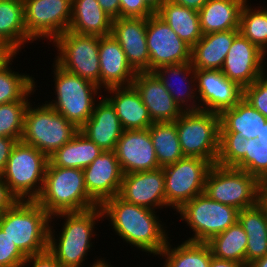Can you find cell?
<instances>
[{
	"label": "cell",
	"instance_id": "obj_1",
	"mask_svg": "<svg viewBox=\"0 0 267 267\" xmlns=\"http://www.w3.org/2000/svg\"><path fill=\"white\" fill-rule=\"evenodd\" d=\"M101 208L103 218H108L114 234L148 256H158L170 238L158 211L126 202L119 195L107 199Z\"/></svg>",
	"mask_w": 267,
	"mask_h": 267
},
{
	"label": "cell",
	"instance_id": "obj_2",
	"mask_svg": "<svg viewBox=\"0 0 267 267\" xmlns=\"http://www.w3.org/2000/svg\"><path fill=\"white\" fill-rule=\"evenodd\" d=\"M55 218L65 220L59 235L55 234L57 231L53 227L56 225L54 221L58 220H54ZM103 219L101 206L83 211L61 212L51 216L48 250L55 256L61 267L84 266L83 262L93 247L92 238L97 235L94 231L97 228L95 224L99 220L104 221Z\"/></svg>",
	"mask_w": 267,
	"mask_h": 267
},
{
	"label": "cell",
	"instance_id": "obj_3",
	"mask_svg": "<svg viewBox=\"0 0 267 267\" xmlns=\"http://www.w3.org/2000/svg\"><path fill=\"white\" fill-rule=\"evenodd\" d=\"M50 216L99 206L85 186L83 169L46 166L44 184L35 200Z\"/></svg>",
	"mask_w": 267,
	"mask_h": 267
},
{
	"label": "cell",
	"instance_id": "obj_4",
	"mask_svg": "<svg viewBox=\"0 0 267 267\" xmlns=\"http://www.w3.org/2000/svg\"><path fill=\"white\" fill-rule=\"evenodd\" d=\"M51 216L36 202L18 200L0 215V228L25 256L48 249Z\"/></svg>",
	"mask_w": 267,
	"mask_h": 267
},
{
	"label": "cell",
	"instance_id": "obj_5",
	"mask_svg": "<svg viewBox=\"0 0 267 267\" xmlns=\"http://www.w3.org/2000/svg\"><path fill=\"white\" fill-rule=\"evenodd\" d=\"M52 64L55 100H46L44 103L80 129L90 118L97 97L102 96V89L95 83L64 70L55 62Z\"/></svg>",
	"mask_w": 267,
	"mask_h": 267
},
{
	"label": "cell",
	"instance_id": "obj_6",
	"mask_svg": "<svg viewBox=\"0 0 267 267\" xmlns=\"http://www.w3.org/2000/svg\"><path fill=\"white\" fill-rule=\"evenodd\" d=\"M29 102L24 113L21 141L50 157L69 142L79 129L48 104L34 106Z\"/></svg>",
	"mask_w": 267,
	"mask_h": 267
},
{
	"label": "cell",
	"instance_id": "obj_7",
	"mask_svg": "<svg viewBox=\"0 0 267 267\" xmlns=\"http://www.w3.org/2000/svg\"><path fill=\"white\" fill-rule=\"evenodd\" d=\"M48 161V157L34 146L17 141L2 178L18 200L35 201L39 197Z\"/></svg>",
	"mask_w": 267,
	"mask_h": 267
},
{
	"label": "cell",
	"instance_id": "obj_8",
	"mask_svg": "<svg viewBox=\"0 0 267 267\" xmlns=\"http://www.w3.org/2000/svg\"><path fill=\"white\" fill-rule=\"evenodd\" d=\"M184 156L200 157L216 164L219 153L220 115L208 111H184L174 122Z\"/></svg>",
	"mask_w": 267,
	"mask_h": 267
},
{
	"label": "cell",
	"instance_id": "obj_9",
	"mask_svg": "<svg viewBox=\"0 0 267 267\" xmlns=\"http://www.w3.org/2000/svg\"><path fill=\"white\" fill-rule=\"evenodd\" d=\"M204 193L240 211L259 202L260 181L244 170L214 164L206 176Z\"/></svg>",
	"mask_w": 267,
	"mask_h": 267
},
{
	"label": "cell",
	"instance_id": "obj_10",
	"mask_svg": "<svg viewBox=\"0 0 267 267\" xmlns=\"http://www.w3.org/2000/svg\"><path fill=\"white\" fill-rule=\"evenodd\" d=\"M193 235L186 241L207 243L238 221L239 210L212 200L204 192L186 202L178 211Z\"/></svg>",
	"mask_w": 267,
	"mask_h": 267
},
{
	"label": "cell",
	"instance_id": "obj_11",
	"mask_svg": "<svg viewBox=\"0 0 267 267\" xmlns=\"http://www.w3.org/2000/svg\"><path fill=\"white\" fill-rule=\"evenodd\" d=\"M51 44L57 50L53 59L59 67L100 87L99 36L67 30Z\"/></svg>",
	"mask_w": 267,
	"mask_h": 267
},
{
	"label": "cell",
	"instance_id": "obj_12",
	"mask_svg": "<svg viewBox=\"0 0 267 267\" xmlns=\"http://www.w3.org/2000/svg\"><path fill=\"white\" fill-rule=\"evenodd\" d=\"M212 164L200 157L185 156L163 167L165 198L168 208L178 211L186 202L204 192Z\"/></svg>",
	"mask_w": 267,
	"mask_h": 267
},
{
	"label": "cell",
	"instance_id": "obj_13",
	"mask_svg": "<svg viewBox=\"0 0 267 267\" xmlns=\"http://www.w3.org/2000/svg\"><path fill=\"white\" fill-rule=\"evenodd\" d=\"M27 34L34 40H49L69 29L72 0H23Z\"/></svg>",
	"mask_w": 267,
	"mask_h": 267
},
{
	"label": "cell",
	"instance_id": "obj_14",
	"mask_svg": "<svg viewBox=\"0 0 267 267\" xmlns=\"http://www.w3.org/2000/svg\"><path fill=\"white\" fill-rule=\"evenodd\" d=\"M146 41L150 55L149 72L164 65L191 61L192 47L156 13L146 18Z\"/></svg>",
	"mask_w": 267,
	"mask_h": 267
},
{
	"label": "cell",
	"instance_id": "obj_15",
	"mask_svg": "<svg viewBox=\"0 0 267 267\" xmlns=\"http://www.w3.org/2000/svg\"><path fill=\"white\" fill-rule=\"evenodd\" d=\"M199 110L221 114L243 98V88L221 70L195 69Z\"/></svg>",
	"mask_w": 267,
	"mask_h": 267
},
{
	"label": "cell",
	"instance_id": "obj_16",
	"mask_svg": "<svg viewBox=\"0 0 267 267\" xmlns=\"http://www.w3.org/2000/svg\"><path fill=\"white\" fill-rule=\"evenodd\" d=\"M265 59L266 54L239 33L233 40L221 71L244 89L267 70Z\"/></svg>",
	"mask_w": 267,
	"mask_h": 267
},
{
	"label": "cell",
	"instance_id": "obj_17",
	"mask_svg": "<svg viewBox=\"0 0 267 267\" xmlns=\"http://www.w3.org/2000/svg\"><path fill=\"white\" fill-rule=\"evenodd\" d=\"M119 196L154 211L167 208L163 168L123 175Z\"/></svg>",
	"mask_w": 267,
	"mask_h": 267
},
{
	"label": "cell",
	"instance_id": "obj_18",
	"mask_svg": "<svg viewBox=\"0 0 267 267\" xmlns=\"http://www.w3.org/2000/svg\"><path fill=\"white\" fill-rule=\"evenodd\" d=\"M114 151L123 175L160 168L149 129L124 130Z\"/></svg>",
	"mask_w": 267,
	"mask_h": 267
},
{
	"label": "cell",
	"instance_id": "obj_19",
	"mask_svg": "<svg viewBox=\"0 0 267 267\" xmlns=\"http://www.w3.org/2000/svg\"><path fill=\"white\" fill-rule=\"evenodd\" d=\"M88 195L101 206L119 195L123 173L115 151H104L83 169Z\"/></svg>",
	"mask_w": 267,
	"mask_h": 267
},
{
	"label": "cell",
	"instance_id": "obj_20",
	"mask_svg": "<svg viewBox=\"0 0 267 267\" xmlns=\"http://www.w3.org/2000/svg\"><path fill=\"white\" fill-rule=\"evenodd\" d=\"M132 85L153 123L175 122L184 112L153 72H137Z\"/></svg>",
	"mask_w": 267,
	"mask_h": 267
},
{
	"label": "cell",
	"instance_id": "obj_21",
	"mask_svg": "<svg viewBox=\"0 0 267 267\" xmlns=\"http://www.w3.org/2000/svg\"><path fill=\"white\" fill-rule=\"evenodd\" d=\"M111 34L136 72H149L146 18L119 17L112 20Z\"/></svg>",
	"mask_w": 267,
	"mask_h": 267
},
{
	"label": "cell",
	"instance_id": "obj_22",
	"mask_svg": "<svg viewBox=\"0 0 267 267\" xmlns=\"http://www.w3.org/2000/svg\"><path fill=\"white\" fill-rule=\"evenodd\" d=\"M99 99L79 131L103 151H114L124 129L110 101L103 95Z\"/></svg>",
	"mask_w": 267,
	"mask_h": 267
},
{
	"label": "cell",
	"instance_id": "obj_23",
	"mask_svg": "<svg viewBox=\"0 0 267 267\" xmlns=\"http://www.w3.org/2000/svg\"><path fill=\"white\" fill-rule=\"evenodd\" d=\"M100 88L132 85L136 71L112 34L99 36Z\"/></svg>",
	"mask_w": 267,
	"mask_h": 267
},
{
	"label": "cell",
	"instance_id": "obj_24",
	"mask_svg": "<svg viewBox=\"0 0 267 267\" xmlns=\"http://www.w3.org/2000/svg\"><path fill=\"white\" fill-rule=\"evenodd\" d=\"M152 72L162 82L183 111L199 110L195 69L191 61L175 65H164Z\"/></svg>",
	"mask_w": 267,
	"mask_h": 267
},
{
	"label": "cell",
	"instance_id": "obj_25",
	"mask_svg": "<svg viewBox=\"0 0 267 267\" xmlns=\"http://www.w3.org/2000/svg\"><path fill=\"white\" fill-rule=\"evenodd\" d=\"M124 130L148 129L153 121L133 85L104 89ZM110 94V95H109Z\"/></svg>",
	"mask_w": 267,
	"mask_h": 267
},
{
	"label": "cell",
	"instance_id": "obj_26",
	"mask_svg": "<svg viewBox=\"0 0 267 267\" xmlns=\"http://www.w3.org/2000/svg\"><path fill=\"white\" fill-rule=\"evenodd\" d=\"M239 33V29H232L203 35L191 50L194 69L221 70L233 40Z\"/></svg>",
	"mask_w": 267,
	"mask_h": 267
},
{
	"label": "cell",
	"instance_id": "obj_27",
	"mask_svg": "<svg viewBox=\"0 0 267 267\" xmlns=\"http://www.w3.org/2000/svg\"><path fill=\"white\" fill-rule=\"evenodd\" d=\"M238 221L248 236L246 248V267H248L255 260L267 255V211L258 202L255 206L240 210Z\"/></svg>",
	"mask_w": 267,
	"mask_h": 267
},
{
	"label": "cell",
	"instance_id": "obj_28",
	"mask_svg": "<svg viewBox=\"0 0 267 267\" xmlns=\"http://www.w3.org/2000/svg\"><path fill=\"white\" fill-rule=\"evenodd\" d=\"M112 19L97 0H72L69 31L80 35L106 36L111 34Z\"/></svg>",
	"mask_w": 267,
	"mask_h": 267
},
{
	"label": "cell",
	"instance_id": "obj_29",
	"mask_svg": "<svg viewBox=\"0 0 267 267\" xmlns=\"http://www.w3.org/2000/svg\"><path fill=\"white\" fill-rule=\"evenodd\" d=\"M246 0H208L198 11L203 35L239 29L240 12Z\"/></svg>",
	"mask_w": 267,
	"mask_h": 267
},
{
	"label": "cell",
	"instance_id": "obj_30",
	"mask_svg": "<svg viewBox=\"0 0 267 267\" xmlns=\"http://www.w3.org/2000/svg\"><path fill=\"white\" fill-rule=\"evenodd\" d=\"M267 118L243 98L220 114V133H238L240 137L257 139Z\"/></svg>",
	"mask_w": 267,
	"mask_h": 267
},
{
	"label": "cell",
	"instance_id": "obj_31",
	"mask_svg": "<svg viewBox=\"0 0 267 267\" xmlns=\"http://www.w3.org/2000/svg\"><path fill=\"white\" fill-rule=\"evenodd\" d=\"M28 42L34 43V40L25 29L23 0H1L0 43L9 45L19 54Z\"/></svg>",
	"mask_w": 267,
	"mask_h": 267
},
{
	"label": "cell",
	"instance_id": "obj_32",
	"mask_svg": "<svg viewBox=\"0 0 267 267\" xmlns=\"http://www.w3.org/2000/svg\"><path fill=\"white\" fill-rule=\"evenodd\" d=\"M104 151L80 131L73 138L56 150L48 163L51 166L84 169Z\"/></svg>",
	"mask_w": 267,
	"mask_h": 267
},
{
	"label": "cell",
	"instance_id": "obj_33",
	"mask_svg": "<svg viewBox=\"0 0 267 267\" xmlns=\"http://www.w3.org/2000/svg\"><path fill=\"white\" fill-rule=\"evenodd\" d=\"M188 45L193 47L203 36L198 11L178 5L171 0L156 12Z\"/></svg>",
	"mask_w": 267,
	"mask_h": 267
},
{
	"label": "cell",
	"instance_id": "obj_34",
	"mask_svg": "<svg viewBox=\"0 0 267 267\" xmlns=\"http://www.w3.org/2000/svg\"><path fill=\"white\" fill-rule=\"evenodd\" d=\"M168 239L165 247L158 257L164 259V267H209L212 258L210 247L207 243L182 241L174 247Z\"/></svg>",
	"mask_w": 267,
	"mask_h": 267
},
{
	"label": "cell",
	"instance_id": "obj_35",
	"mask_svg": "<svg viewBox=\"0 0 267 267\" xmlns=\"http://www.w3.org/2000/svg\"><path fill=\"white\" fill-rule=\"evenodd\" d=\"M247 240L243 226L237 221L224 232L211 238L207 244L213 257L234 261L246 267Z\"/></svg>",
	"mask_w": 267,
	"mask_h": 267
},
{
	"label": "cell",
	"instance_id": "obj_36",
	"mask_svg": "<svg viewBox=\"0 0 267 267\" xmlns=\"http://www.w3.org/2000/svg\"><path fill=\"white\" fill-rule=\"evenodd\" d=\"M148 129L161 168L185 157L174 122L153 123Z\"/></svg>",
	"mask_w": 267,
	"mask_h": 267
},
{
	"label": "cell",
	"instance_id": "obj_37",
	"mask_svg": "<svg viewBox=\"0 0 267 267\" xmlns=\"http://www.w3.org/2000/svg\"><path fill=\"white\" fill-rule=\"evenodd\" d=\"M13 60L14 58L0 70V105L15 101H31L29 97L37 90L34 77L14 71L10 66Z\"/></svg>",
	"mask_w": 267,
	"mask_h": 267
},
{
	"label": "cell",
	"instance_id": "obj_38",
	"mask_svg": "<svg viewBox=\"0 0 267 267\" xmlns=\"http://www.w3.org/2000/svg\"><path fill=\"white\" fill-rule=\"evenodd\" d=\"M248 2L240 12L239 32L267 55V8L253 6V9Z\"/></svg>",
	"mask_w": 267,
	"mask_h": 267
},
{
	"label": "cell",
	"instance_id": "obj_39",
	"mask_svg": "<svg viewBox=\"0 0 267 267\" xmlns=\"http://www.w3.org/2000/svg\"><path fill=\"white\" fill-rule=\"evenodd\" d=\"M30 101H15L0 105V137L18 141L23 134L24 113Z\"/></svg>",
	"mask_w": 267,
	"mask_h": 267
},
{
	"label": "cell",
	"instance_id": "obj_40",
	"mask_svg": "<svg viewBox=\"0 0 267 267\" xmlns=\"http://www.w3.org/2000/svg\"><path fill=\"white\" fill-rule=\"evenodd\" d=\"M248 139L238 133H220L219 153L216 164L235 167L246 155Z\"/></svg>",
	"mask_w": 267,
	"mask_h": 267
},
{
	"label": "cell",
	"instance_id": "obj_41",
	"mask_svg": "<svg viewBox=\"0 0 267 267\" xmlns=\"http://www.w3.org/2000/svg\"><path fill=\"white\" fill-rule=\"evenodd\" d=\"M234 168L248 172L259 181L267 179V148L261 147L256 139H248L247 153Z\"/></svg>",
	"mask_w": 267,
	"mask_h": 267
},
{
	"label": "cell",
	"instance_id": "obj_42",
	"mask_svg": "<svg viewBox=\"0 0 267 267\" xmlns=\"http://www.w3.org/2000/svg\"><path fill=\"white\" fill-rule=\"evenodd\" d=\"M243 99L267 118V70L243 89Z\"/></svg>",
	"mask_w": 267,
	"mask_h": 267
},
{
	"label": "cell",
	"instance_id": "obj_43",
	"mask_svg": "<svg viewBox=\"0 0 267 267\" xmlns=\"http://www.w3.org/2000/svg\"><path fill=\"white\" fill-rule=\"evenodd\" d=\"M26 256L0 228V267H22Z\"/></svg>",
	"mask_w": 267,
	"mask_h": 267
},
{
	"label": "cell",
	"instance_id": "obj_44",
	"mask_svg": "<svg viewBox=\"0 0 267 267\" xmlns=\"http://www.w3.org/2000/svg\"><path fill=\"white\" fill-rule=\"evenodd\" d=\"M119 2L120 17L148 18L155 14L144 0H119Z\"/></svg>",
	"mask_w": 267,
	"mask_h": 267
},
{
	"label": "cell",
	"instance_id": "obj_45",
	"mask_svg": "<svg viewBox=\"0 0 267 267\" xmlns=\"http://www.w3.org/2000/svg\"><path fill=\"white\" fill-rule=\"evenodd\" d=\"M61 267L55 256L47 249L44 252L26 256L22 267Z\"/></svg>",
	"mask_w": 267,
	"mask_h": 267
},
{
	"label": "cell",
	"instance_id": "obj_46",
	"mask_svg": "<svg viewBox=\"0 0 267 267\" xmlns=\"http://www.w3.org/2000/svg\"><path fill=\"white\" fill-rule=\"evenodd\" d=\"M17 141L11 137H0V175L4 173L11 151Z\"/></svg>",
	"mask_w": 267,
	"mask_h": 267
},
{
	"label": "cell",
	"instance_id": "obj_47",
	"mask_svg": "<svg viewBox=\"0 0 267 267\" xmlns=\"http://www.w3.org/2000/svg\"><path fill=\"white\" fill-rule=\"evenodd\" d=\"M17 201L18 199L11 193L2 175H0V215L11 208Z\"/></svg>",
	"mask_w": 267,
	"mask_h": 267
},
{
	"label": "cell",
	"instance_id": "obj_48",
	"mask_svg": "<svg viewBox=\"0 0 267 267\" xmlns=\"http://www.w3.org/2000/svg\"><path fill=\"white\" fill-rule=\"evenodd\" d=\"M103 11L112 20L120 17V2L119 0H97Z\"/></svg>",
	"mask_w": 267,
	"mask_h": 267
},
{
	"label": "cell",
	"instance_id": "obj_49",
	"mask_svg": "<svg viewBox=\"0 0 267 267\" xmlns=\"http://www.w3.org/2000/svg\"><path fill=\"white\" fill-rule=\"evenodd\" d=\"M18 53L9 45L0 43V70L3 69Z\"/></svg>",
	"mask_w": 267,
	"mask_h": 267
},
{
	"label": "cell",
	"instance_id": "obj_50",
	"mask_svg": "<svg viewBox=\"0 0 267 267\" xmlns=\"http://www.w3.org/2000/svg\"><path fill=\"white\" fill-rule=\"evenodd\" d=\"M172 2L184 7L199 11L208 0H171Z\"/></svg>",
	"mask_w": 267,
	"mask_h": 267
},
{
	"label": "cell",
	"instance_id": "obj_51",
	"mask_svg": "<svg viewBox=\"0 0 267 267\" xmlns=\"http://www.w3.org/2000/svg\"><path fill=\"white\" fill-rule=\"evenodd\" d=\"M209 267H245V266L243 264L234 261L222 260L212 256Z\"/></svg>",
	"mask_w": 267,
	"mask_h": 267
},
{
	"label": "cell",
	"instance_id": "obj_52",
	"mask_svg": "<svg viewBox=\"0 0 267 267\" xmlns=\"http://www.w3.org/2000/svg\"><path fill=\"white\" fill-rule=\"evenodd\" d=\"M259 202L267 211V179L260 181V198Z\"/></svg>",
	"mask_w": 267,
	"mask_h": 267
},
{
	"label": "cell",
	"instance_id": "obj_53",
	"mask_svg": "<svg viewBox=\"0 0 267 267\" xmlns=\"http://www.w3.org/2000/svg\"><path fill=\"white\" fill-rule=\"evenodd\" d=\"M256 140L261 147L267 148V122L262 127V131L260 132V135H258Z\"/></svg>",
	"mask_w": 267,
	"mask_h": 267
},
{
	"label": "cell",
	"instance_id": "obj_54",
	"mask_svg": "<svg viewBox=\"0 0 267 267\" xmlns=\"http://www.w3.org/2000/svg\"><path fill=\"white\" fill-rule=\"evenodd\" d=\"M145 3L156 13L166 0H144Z\"/></svg>",
	"mask_w": 267,
	"mask_h": 267
},
{
	"label": "cell",
	"instance_id": "obj_55",
	"mask_svg": "<svg viewBox=\"0 0 267 267\" xmlns=\"http://www.w3.org/2000/svg\"><path fill=\"white\" fill-rule=\"evenodd\" d=\"M248 267H267V255L255 260Z\"/></svg>",
	"mask_w": 267,
	"mask_h": 267
},
{
	"label": "cell",
	"instance_id": "obj_56",
	"mask_svg": "<svg viewBox=\"0 0 267 267\" xmlns=\"http://www.w3.org/2000/svg\"><path fill=\"white\" fill-rule=\"evenodd\" d=\"M110 262L106 261L104 257L97 258L90 267H113Z\"/></svg>",
	"mask_w": 267,
	"mask_h": 267
}]
</instances>
